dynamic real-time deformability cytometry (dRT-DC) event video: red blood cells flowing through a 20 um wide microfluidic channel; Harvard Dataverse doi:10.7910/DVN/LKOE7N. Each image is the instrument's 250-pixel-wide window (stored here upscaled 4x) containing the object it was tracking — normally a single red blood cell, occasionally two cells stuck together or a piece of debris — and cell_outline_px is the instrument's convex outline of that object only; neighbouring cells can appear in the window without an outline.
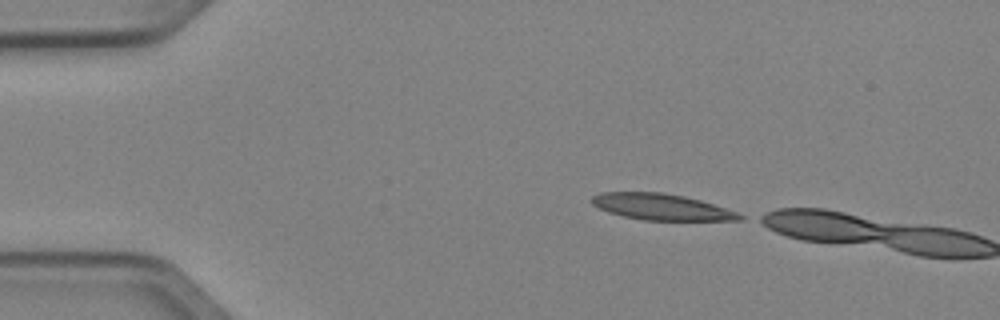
{"species": "Egyptian fruit bat (a non-hibernating species)", "species_latin": "Rousettus aegyptiacus", "temperature_condition": "cold", "stored_images_in_passage": 3, "camera_frame_rate_fps": 3000, "um_per_image_px": 0.085, "animal": {"sex": "female"}, "frame": {"image": 1, "passage_image": 1, "time_ms": 0.0, "image_size_px": [1000, 320], "cell_outline_px": [[744, 220], [644, 220], [624, 216], [608, 212], [592, 204], [592, 196], [600, 192], [660, 192], [684, 196], [700, 200], [736, 212], [744, 216]], "centroid_in_image_um": [56.2, 17.58], "position_along_channel_um": 28.8, "area_um2": 22.31}}